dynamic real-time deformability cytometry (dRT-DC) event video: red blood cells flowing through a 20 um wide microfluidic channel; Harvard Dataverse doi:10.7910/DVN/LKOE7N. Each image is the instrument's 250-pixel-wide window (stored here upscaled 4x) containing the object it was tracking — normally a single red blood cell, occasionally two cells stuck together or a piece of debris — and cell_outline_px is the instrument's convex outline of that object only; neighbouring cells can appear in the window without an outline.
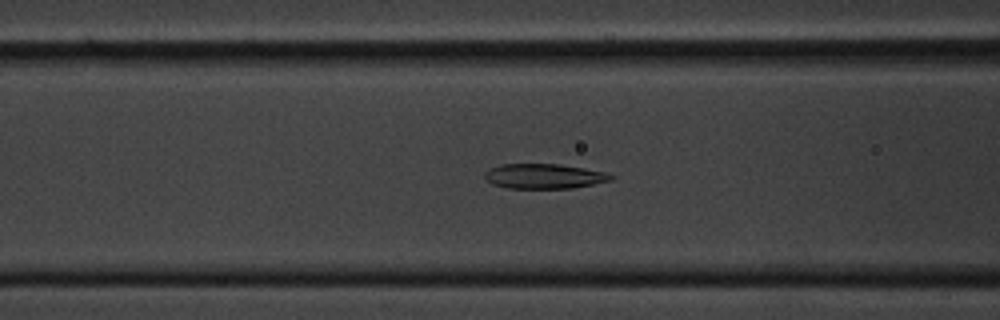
{"species": "common noctule bat (a hibernating species)", "species_latin": "Nyctalus noctula", "temperature_condition": "cold", "stored_images_in_passage": 29, "camera_frame_rate_fps": 3000, "um_per_image_px": 0.085, "animal": {"sex": "male", "body_mass_g": 20.1, "forearm_length_mm": 53.5}, "frame": {"image": 1, "passage_image": 22, "time_ms": 7.0, "image_size_px": [1000, 320], "cell_outline_px": [[616, 176], [612, 180], [572, 188], [508, 188], [492, 184], [484, 180], [484, 172], [488, 168], [500, 164], [560, 164], [584, 168], [604, 172]], "centroid_in_image_um": [46.2, 14.97], "position_along_channel_um": 120.4, "area_um2": 18.44}}
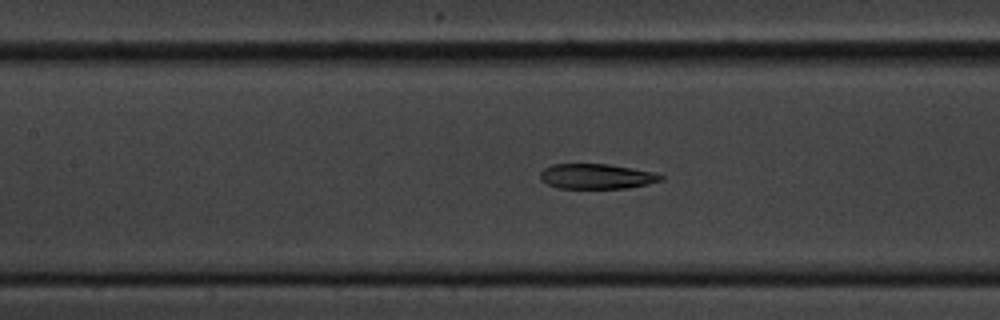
{"frame": {"image": 2, "passage_image": 25, "time_ms": 8.0, "image_size_px": [1000, 320], "cell_outline_px": [[664, 180], [648, 184], [628, 188], [560, 188], [548, 184], [540, 180], [540, 172], [544, 168], [552, 164], [608, 164], [656, 172], [664, 176]], "centroid_in_image_um": [50.74, 14.99], "position_along_channel_um": 156.7, "area_um2": 17.74}}
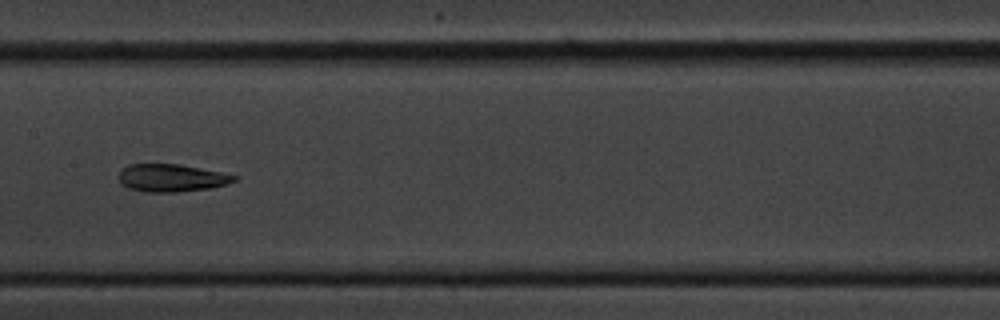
{"frame": {"image": 3, "passage_image": 28, "time_ms": 9.0, "image_size_px": [1000, 320], "cell_outline_px": [[240, 176], [236, 180], [228, 184], [208, 188], [176, 192], [148, 192], [128, 188], [120, 184], [116, 176], [128, 164], [180, 164]], "centroid_in_image_um": [14.55, 15.12], "position_along_channel_um": 192.8, "area_um2": 18.67}}